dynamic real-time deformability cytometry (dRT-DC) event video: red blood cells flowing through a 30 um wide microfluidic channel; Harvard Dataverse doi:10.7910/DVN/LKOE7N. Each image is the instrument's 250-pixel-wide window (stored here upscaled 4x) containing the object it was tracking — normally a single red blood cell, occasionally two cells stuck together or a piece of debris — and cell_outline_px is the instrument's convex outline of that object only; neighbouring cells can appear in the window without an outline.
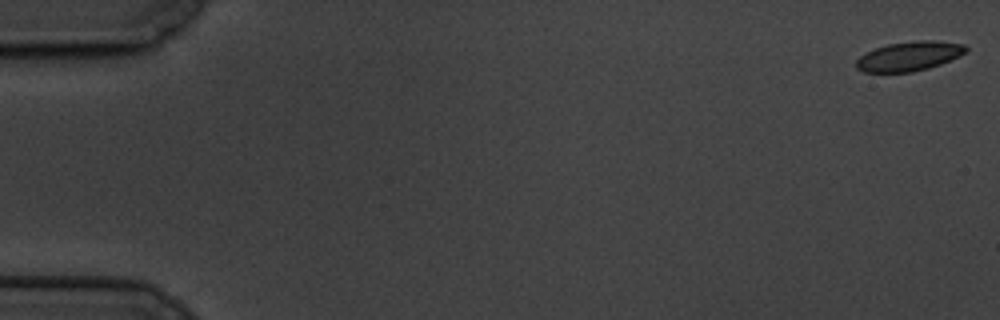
{"species": "common noctule bat (a hibernating species)", "species_latin": "Nyctalus noctula", "temperature_condition": "cold", "stored_images_in_passage": 59, "camera_frame_rate_fps": 3000, "um_per_image_px": 0.085, "animal": {"sex": "male", "body_mass_g": 19.5, "forearm_length_mm": 54.6}, "frame": {"image": 1, "passage_image": 1, "time_ms": 0.0, "image_size_px": [1000, 320], "cell_outline_px": [[968, 52], [960, 56], [940, 64], [928, 68], [912, 72], [864, 72], [856, 68], [856, 60], [860, 56], [876, 48], [888, 44], [920, 40], [936, 40], [964, 44], [968, 48]], "centroid_in_image_um": [77.32, 4.77], "position_along_channel_um": 7.7, "area_um2": 18.79}}
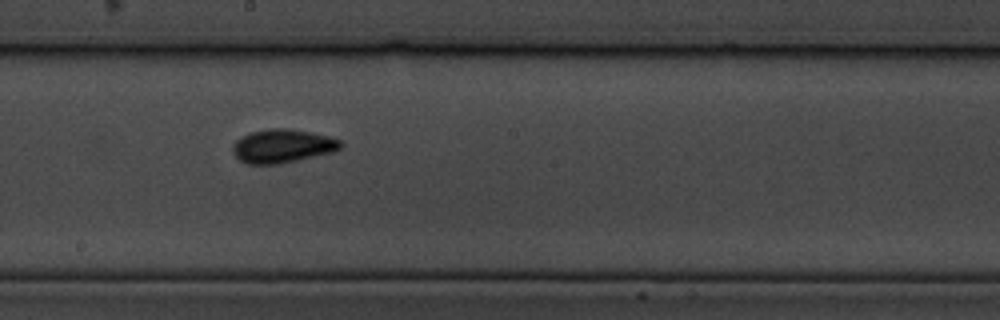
{"frame": {"image": 2, "passage_image": 34, "time_ms": 11.0, "image_size_px": [1000, 320], "cell_outline_px": [[344, 144], [340, 148], [332, 152], [296, 160], [276, 164], [248, 164], [240, 160], [232, 152], [232, 144], [240, 136], [252, 132], [268, 128], [288, 128], [328, 136], [340, 140]], "centroid_in_image_um": [23.97, 12.4], "position_along_channel_um": 224.2, "area_um2": 20.98}}
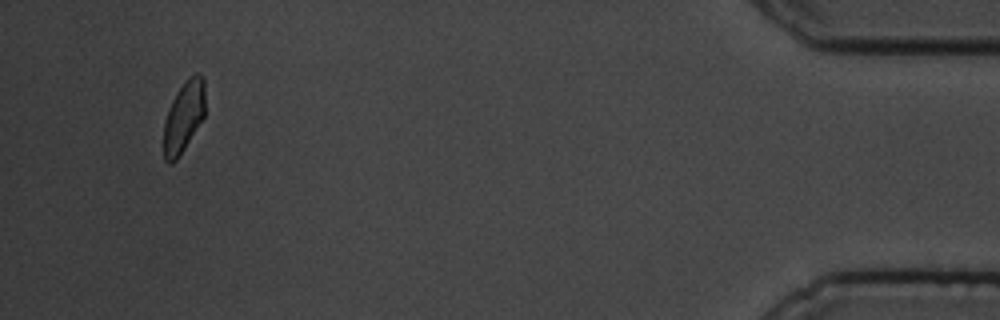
{"frame": {"image": 3, "passage_image": 58, "time_ms": 19.0, "image_size_px": [1000, 320], "cell_outline_px": [[204, 116], [180, 156], [172, 164], [168, 164], [164, 160], [164, 120], [168, 108], [176, 92], [196, 72], [200, 72], [204, 80]], "centroid_in_image_um": [15.6, 9.96], "position_along_channel_um": 419.6, "area_um2": 17.05}}